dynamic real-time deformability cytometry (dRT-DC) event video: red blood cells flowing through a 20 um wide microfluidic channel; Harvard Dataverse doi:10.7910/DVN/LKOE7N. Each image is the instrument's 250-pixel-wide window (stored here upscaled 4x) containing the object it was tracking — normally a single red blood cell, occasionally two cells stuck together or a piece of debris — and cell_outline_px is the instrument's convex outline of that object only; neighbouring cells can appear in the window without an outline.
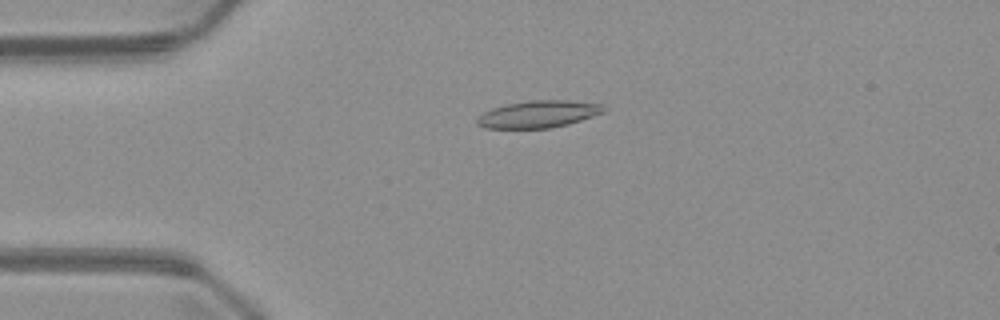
{"species": "common noctule bat (a hibernating species)", "species_latin": "Nyctalus noctula", "temperature_condition": "warm", "stored_images_in_passage": 4, "camera_frame_rate_fps": 3000, "um_per_image_px": 0.085, "animal": {"sex": "male", "body_mass_g": 23.1, "forearm_length_mm": 52.7}, "frame": {"image": 1, "passage_image": 2, "time_ms": 1.0, "image_size_px": [1000, 320], "cell_outline_px": [[608, 112], [568, 124], [552, 128], [484, 128], [476, 124], [476, 116], [492, 108], [504, 104], [528, 100], [568, 100], [600, 104]], "centroid_in_image_um": [45.75, 9.7], "position_along_channel_um": 39.3, "area_um2": 20.29}}
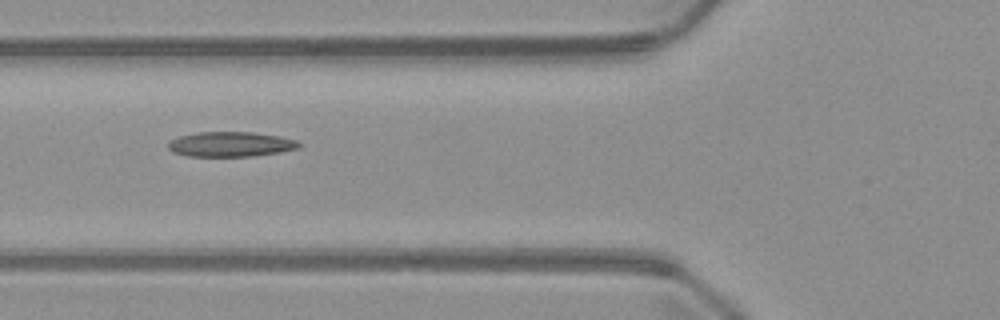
{"frame": {"image": 2, "passage_image": 4, "time_ms": 3.333, "image_size_px": [1000, 320], "cell_outline_px": [[304, 144], [300, 148], [280, 152], [252, 156], [188, 156], [172, 152], [168, 148], [168, 144], [172, 140], [180, 136], [196, 132], [252, 132], [280, 136], [296, 140]], "centroid_in_image_um": [19.65, 12.26], "position_along_channel_um": 106.1, "area_um2": 19.07}}